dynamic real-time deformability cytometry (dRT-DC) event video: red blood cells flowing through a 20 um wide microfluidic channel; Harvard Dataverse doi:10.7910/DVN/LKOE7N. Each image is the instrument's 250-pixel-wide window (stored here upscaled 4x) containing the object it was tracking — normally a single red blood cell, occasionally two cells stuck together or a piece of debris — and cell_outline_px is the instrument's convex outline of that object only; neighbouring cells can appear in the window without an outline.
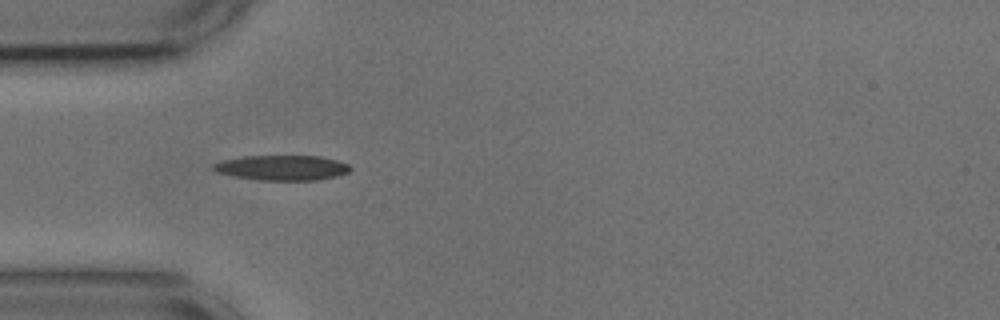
{"species": "common noctule bat (a hibernating species)", "species_latin": "Nyctalus noctula", "temperature_condition": "cold", "stored_images_in_passage": 6, "camera_frame_rate_fps": 3000, "um_per_image_px": 0.085, "animal": {"sex": "male", "body_mass_g": 17.9, "forearm_length_mm": 54.2}, "frame": {"image": 1, "passage_image": 1, "time_ms": 0.0, "image_size_px": [1000, 320], "cell_outline_px": [[352, 168], [348, 172], [336, 176], [316, 180], [260, 180], [236, 176], [216, 172], [212, 168], [212, 164], [224, 160], [244, 156], [320, 156], [336, 160], [348, 164]], "centroid_in_image_um": [23.98, 14.25], "position_along_channel_um": 61.0, "area_um2": 19.83}}
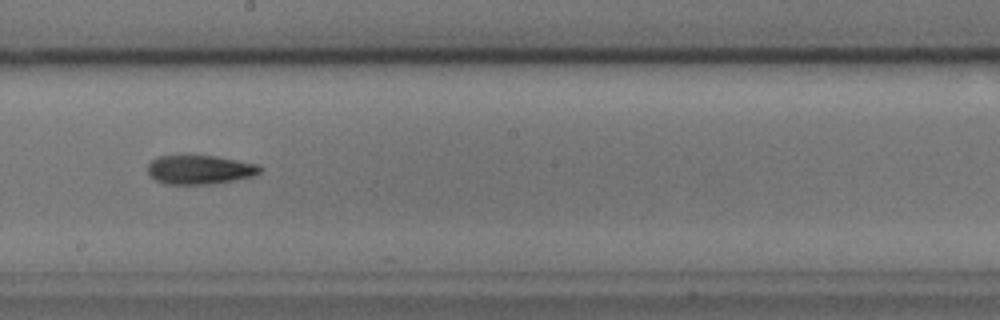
{"frame": {"image": 2, "passage_image": 5, "time_ms": 1.333, "image_size_px": [1000, 320], "cell_outline_px": [[264, 168], [260, 172], [252, 176], [236, 180], [208, 184], [164, 184], [148, 176], [148, 164], [152, 160], [160, 156], [216, 156], [260, 164]], "centroid_in_image_um": [17.01, 14.43], "position_along_channel_um": 231.2, "area_um2": 19.07}}